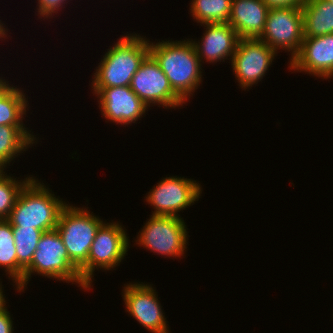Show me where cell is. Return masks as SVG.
Listing matches in <instances>:
<instances>
[{"mask_svg":"<svg viewBox=\"0 0 333 333\" xmlns=\"http://www.w3.org/2000/svg\"><path fill=\"white\" fill-rule=\"evenodd\" d=\"M309 0H263V3L269 8H299L302 9Z\"/></svg>","mask_w":333,"mask_h":333,"instance_id":"cell-25","label":"cell"},{"mask_svg":"<svg viewBox=\"0 0 333 333\" xmlns=\"http://www.w3.org/2000/svg\"><path fill=\"white\" fill-rule=\"evenodd\" d=\"M43 232L36 228L13 227L17 255V286L20 292L24 291V270L31 264Z\"/></svg>","mask_w":333,"mask_h":333,"instance_id":"cell-19","label":"cell"},{"mask_svg":"<svg viewBox=\"0 0 333 333\" xmlns=\"http://www.w3.org/2000/svg\"><path fill=\"white\" fill-rule=\"evenodd\" d=\"M145 197L155 209L152 215L179 217L178 212L185 210L198 201L202 188L196 180L170 176L163 178Z\"/></svg>","mask_w":333,"mask_h":333,"instance_id":"cell-9","label":"cell"},{"mask_svg":"<svg viewBox=\"0 0 333 333\" xmlns=\"http://www.w3.org/2000/svg\"><path fill=\"white\" fill-rule=\"evenodd\" d=\"M190 40H162L156 44L149 41V54L169 79L172 89L185 102L202 83V64Z\"/></svg>","mask_w":333,"mask_h":333,"instance_id":"cell-1","label":"cell"},{"mask_svg":"<svg viewBox=\"0 0 333 333\" xmlns=\"http://www.w3.org/2000/svg\"><path fill=\"white\" fill-rule=\"evenodd\" d=\"M5 294H3L2 286L0 283V311L6 308Z\"/></svg>","mask_w":333,"mask_h":333,"instance_id":"cell-28","label":"cell"},{"mask_svg":"<svg viewBox=\"0 0 333 333\" xmlns=\"http://www.w3.org/2000/svg\"><path fill=\"white\" fill-rule=\"evenodd\" d=\"M27 102L22 90L13 85L10 86L0 96V126H25L22 120L24 115L26 116Z\"/></svg>","mask_w":333,"mask_h":333,"instance_id":"cell-20","label":"cell"},{"mask_svg":"<svg viewBox=\"0 0 333 333\" xmlns=\"http://www.w3.org/2000/svg\"><path fill=\"white\" fill-rule=\"evenodd\" d=\"M44 183L32 177L20 191L7 220L12 227L56 229L62 209L67 205Z\"/></svg>","mask_w":333,"mask_h":333,"instance_id":"cell-3","label":"cell"},{"mask_svg":"<svg viewBox=\"0 0 333 333\" xmlns=\"http://www.w3.org/2000/svg\"><path fill=\"white\" fill-rule=\"evenodd\" d=\"M277 53L265 42L257 39H239L231 66L236 80L244 89L263 79Z\"/></svg>","mask_w":333,"mask_h":333,"instance_id":"cell-11","label":"cell"},{"mask_svg":"<svg viewBox=\"0 0 333 333\" xmlns=\"http://www.w3.org/2000/svg\"><path fill=\"white\" fill-rule=\"evenodd\" d=\"M139 232V246L169 258L184 256L188 232L181 217L151 215Z\"/></svg>","mask_w":333,"mask_h":333,"instance_id":"cell-7","label":"cell"},{"mask_svg":"<svg viewBox=\"0 0 333 333\" xmlns=\"http://www.w3.org/2000/svg\"><path fill=\"white\" fill-rule=\"evenodd\" d=\"M85 208L66 205L59 216L56 230L63 240L71 263L79 270L88 259L91 244L104 223Z\"/></svg>","mask_w":333,"mask_h":333,"instance_id":"cell-5","label":"cell"},{"mask_svg":"<svg viewBox=\"0 0 333 333\" xmlns=\"http://www.w3.org/2000/svg\"><path fill=\"white\" fill-rule=\"evenodd\" d=\"M131 90L148 106L175 108L186 103L173 89L158 63L149 54L132 77Z\"/></svg>","mask_w":333,"mask_h":333,"instance_id":"cell-10","label":"cell"},{"mask_svg":"<svg viewBox=\"0 0 333 333\" xmlns=\"http://www.w3.org/2000/svg\"><path fill=\"white\" fill-rule=\"evenodd\" d=\"M149 55V40L128 34L110 47L96 68L91 88L130 86L132 77Z\"/></svg>","mask_w":333,"mask_h":333,"instance_id":"cell-2","label":"cell"},{"mask_svg":"<svg viewBox=\"0 0 333 333\" xmlns=\"http://www.w3.org/2000/svg\"><path fill=\"white\" fill-rule=\"evenodd\" d=\"M232 0H192L190 12L197 23H228Z\"/></svg>","mask_w":333,"mask_h":333,"instance_id":"cell-21","label":"cell"},{"mask_svg":"<svg viewBox=\"0 0 333 333\" xmlns=\"http://www.w3.org/2000/svg\"><path fill=\"white\" fill-rule=\"evenodd\" d=\"M290 69L323 79L333 76V34L304 37L298 55L289 63Z\"/></svg>","mask_w":333,"mask_h":333,"instance_id":"cell-14","label":"cell"},{"mask_svg":"<svg viewBox=\"0 0 333 333\" xmlns=\"http://www.w3.org/2000/svg\"><path fill=\"white\" fill-rule=\"evenodd\" d=\"M36 247L31 264L24 270V289L34 272L50 279L72 284L75 282L86 291L90 289L82 280L79 270L71 263L63 240L56 229L43 232Z\"/></svg>","mask_w":333,"mask_h":333,"instance_id":"cell-4","label":"cell"},{"mask_svg":"<svg viewBox=\"0 0 333 333\" xmlns=\"http://www.w3.org/2000/svg\"><path fill=\"white\" fill-rule=\"evenodd\" d=\"M326 1L330 2L331 4H333V0H326Z\"/></svg>","mask_w":333,"mask_h":333,"instance_id":"cell-30","label":"cell"},{"mask_svg":"<svg viewBox=\"0 0 333 333\" xmlns=\"http://www.w3.org/2000/svg\"><path fill=\"white\" fill-rule=\"evenodd\" d=\"M0 77V96L10 87L9 83ZM8 83V84H7Z\"/></svg>","mask_w":333,"mask_h":333,"instance_id":"cell-27","label":"cell"},{"mask_svg":"<svg viewBox=\"0 0 333 333\" xmlns=\"http://www.w3.org/2000/svg\"><path fill=\"white\" fill-rule=\"evenodd\" d=\"M7 307L0 311V333H13V321Z\"/></svg>","mask_w":333,"mask_h":333,"instance_id":"cell-26","label":"cell"},{"mask_svg":"<svg viewBox=\"0 0 333 333\" xmlns=\"http://www.w3.org/2000/svg\"><path fill=\"white\" fill-rule=\"evenodd\" d=\"M205 29L201 43L193 41L197 56L200 61L204 59L209 63L218 62L224 59L230 60L235 53L239 36L228 23L203 24Z\"/></svg>","mask_w":333,"mask_h":333,"instance_id":"cell-15","label":"cell"},{"mask_svg":"<svg viewBox=\"0 0 333 333\" xmlns=\"http://www.w3.org/2000/svg\"><path fill=\"white\" fill-rule=\"evenodd\" d=\"M99 98V107L106 120L130 125L135 123L148 106L131 90L130 86L93 88Z\"/></svg>","mask_w":333,"mask_h":333,"instance_id":"cell-13","label":"cell"},{"mask_svg":"<svg viewBox=\"0 0 333 333\" xmlns=\"http://www.w3.org/2000/svg\"><path fill=\"white\" fill-rule=\"evenodd\" d=\"M304 37L333 34V4L326 0H309L302 8Z\"/></svg>","mask_w":333,"mask_h":333,"instance_id":"cell-17","label":"cell"},{"mask_svg":"<svg viewBox=\"0 0 333 333\" xmlns=\"http://www.w3.org/2000/svg\"><path fill=\"white\" fill-rule=\"evenodd\" d=\"M257 39L265 42L276 53L281 48L289 51L292 61L298 55L304 39L302 9H270L263 32Z\"/></svg>","mask_w":333,"mask_h":333,"instance_id":"cell-8","label":"cell"},{"mask_svg":"<svg viewBox=\"0 0 333 333\" xmlns=\"http://www.w3.org/2000/svg\"><path fill=\"white\" fill-rule=\"evenodd\" d=\"M13 227L7 219H0V266L17 286V255Z\"/></svg>","mask_w":333,"mask_h":333,"instance_id":"cell-22","label":"cell"},{"mask_svg":"<svg viewBox=\"0 0 333 333\" xmlns=\"http://www.w3.org/2000/svg\"><path fill=\"white\" fill-rule=\"evenodd\" d=\"M29 131L25 126H0V169L35 143L37 139Z\"/></svg>","mask_w":333,"mask_h":333,"instance_id":"cell-18","label":"cell"},{"mask_svg":"<svg viewBox=\"0 0 333 333\" xmlns=\"http://www.w3.org/2000/svg\"><path fill=\"white\" fill-rule=\"evenodd\" d=\"M128 241L124 228L118 222H104L99 227L91 244L87 262L79 269L82 280L90 288L95 268L112 270L118 266L127 254Z\"/></svg>","mask_w":333,"mask_h":333,"instance_id":"cell-6","label":"cell"},{"mask_svg":"<svg viewBox=\"0 0 333 333\" xmlns=\"http://www.w3.org/2000/svg\"><path fill=\"white\" fill-rule=\"evenodd\" d=\"M269 10L263 0H232L228 24L240 39L258 38L263 32Z\"/></svg>","mask_w":333,"mask_h":333,"instance_id":"cell-16","label":"cell"},{"mask_svg":"<svg viewBox=\"0 0 333 333\" xmlns=\"http://www.w3.org/2000/svg\"><path fill=\"white\" fill-rule=\"evenodd\" d=\"M67 0H38L37 12L40 17L50 18L54 13H57Z\"/></svg>","mask_w":333,"mask_h":333,"instance_id":"cell-24","label":"cell"},{"mask_svg":"<svg viewBox=\"0 0 333 333\" xmlns=\"http://www.w3.org/2000/svg\"><path fill=\"white\" fill-rule=\"evenodd\" d=\"M153 288L143 282L127 283L122 292L127 312L152 333H170L160 301Z\"/></svg>","mask_w":333,"mask_h":333,"instance_id":"cell-12","label":"cell"},{"mask_svg":"<svg viewBox=\"0 0 333 333\" xmlns=\"http://www.w3.org/2000/svg\"><path fill=\"white\" fill-rule=\"evenodd\" d=\"M3 25H5V24H2L0 22V38L7 37V35H6L7 33L6 32H8V31H7V29H5V26L3 27Z\"/></svg>","mask_w":333,"mask_h":333,"instance_id":"cell-29","label":"cell"},{"mask_svg":"<svg viewBox=\"0 0 333 333\" xmlns=\"http://www.w3.org/2000/svg\"><path fill=\"white\" fill-rule=\"evenodd\" d=\"M32 177L28 176L24 180H17L13 176L5 174L4 169H0V219H7L13 209L16 199Z\"/></svg>","mask_w":333,"mask_h":333,"instance_id":"cell-23","label":"cell"}]
</instances>
